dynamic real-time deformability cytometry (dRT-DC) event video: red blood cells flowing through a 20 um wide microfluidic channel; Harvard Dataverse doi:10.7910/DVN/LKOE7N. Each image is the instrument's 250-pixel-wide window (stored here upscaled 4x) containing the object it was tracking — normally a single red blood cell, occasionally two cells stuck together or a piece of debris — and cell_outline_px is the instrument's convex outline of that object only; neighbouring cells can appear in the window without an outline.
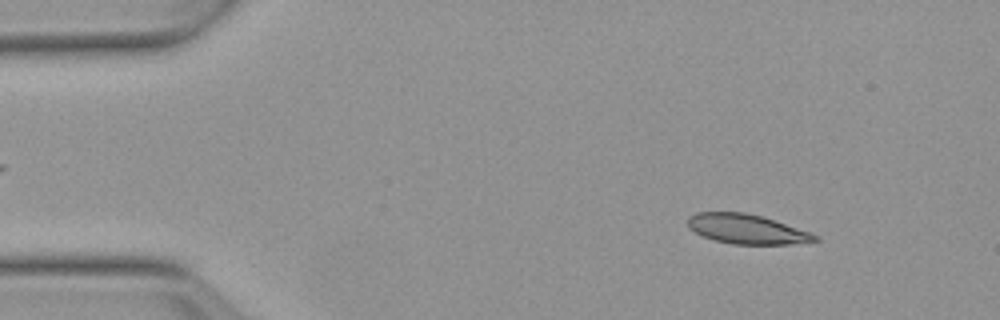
{"species": "Egyptian fruit bat (a non-hibernating species)", "species_latin": "Rousettus aegyptiacus", "temperature_condition": "warm", "stored_images_in_passage": 52, "camera_frame_rate_fps": 3000, "um_per_image_px": 0.085, "animal": {"sex": "female"}, "frame": {"image": 1, "passage_image": 6, "time_ms": 1.667, "image_size_px": [1000, 320], "cell_outline_px": [[820, 240], [792, 244], [732, 244], [716, 240], [704, 236], [688, 228], [688, 216], [696, 212], [744, 212], [760, 216], [820, 236]], "centroid_in_image_um": [63.44, 19.47], "position_along_channel_um": 21.6, "area_um2": 21.56}}
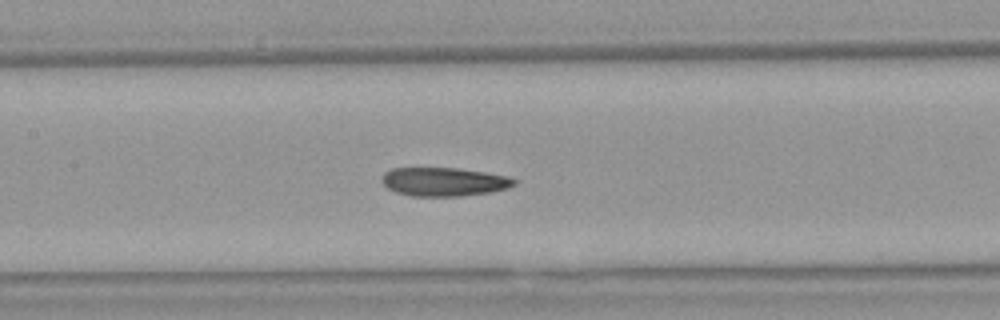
{"frame": {"image": 2, "passage_image": 24, "time_ms": 7.667, "image_size_px": [1000, 320], "cell_outline_px": [[516, 184], [508, 188], [488, 192], [460, 196], [412, 196], [396, 192], [388, 188], [380, 180], [384, 172], [392, 168], [460, 168], [508, 176], [516, 180]], "centroid_in_image_um": [37.72, 15.44], "position_along_channel_um": 169.7, "area_um2": 22.08}}
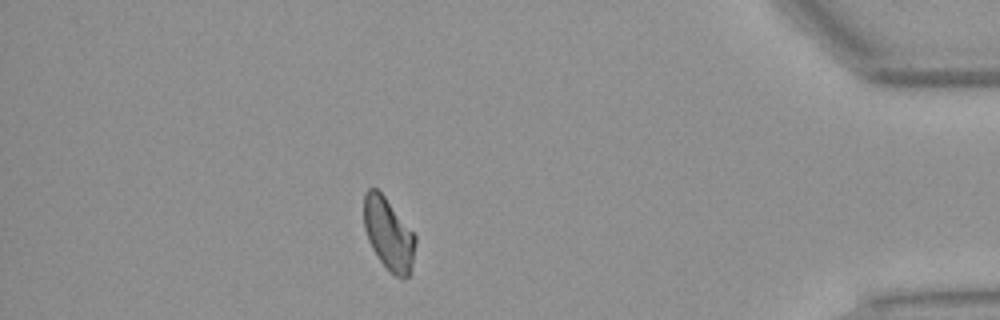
{"frame": {"image": 3, "passage_image": 46, "time_ms": 15.0, "image_size_px": [1000, 320], "cell_outline_px": [[416, 244], [412, 272], [404, 280], [400, 280], [376, 256], [368, 240], [364, 228], [364, 192], [368, 188], [376, 188], [384, 196], [416, 236]], "centroid_in_image_um": [33.04, 19.92], "position_along_channel_um": 402.2, "area_um2": 21.68}, "authors_computed_cell_mechanics": {"area_um2": 22.542, "velocity_mm_per_s": 3.7989, "shape_relaxation_time_tau1_ms": 10.7305, "shape_relaxation_time_tau2_ms": 4.4066, "deformation_change_tau1": 0.2328, "deformation_change_tau2": 0.1073}}